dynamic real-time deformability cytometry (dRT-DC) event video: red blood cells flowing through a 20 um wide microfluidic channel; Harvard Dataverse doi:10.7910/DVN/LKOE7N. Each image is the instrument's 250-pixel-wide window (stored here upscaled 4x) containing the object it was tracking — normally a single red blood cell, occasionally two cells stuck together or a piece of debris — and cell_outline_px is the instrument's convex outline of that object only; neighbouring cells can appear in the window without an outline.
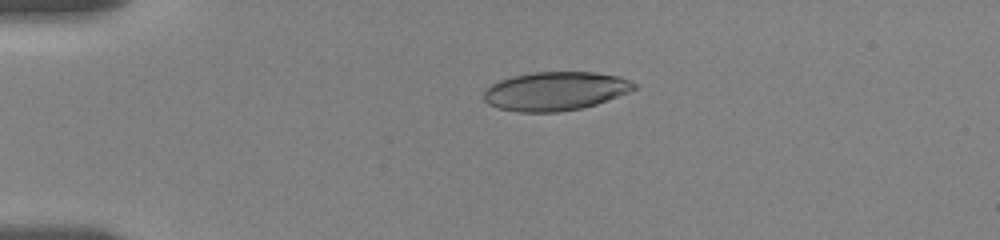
{"species": "human", "species_latin": "Homo sapiens", "temperature_condition": "room temperature", "stored_images_in_passage": 45, "camera_frame_rate_fps": 3000, "um_per_image_px": 0.085, "donor": {"sex": "female"}, "frame": {"image": 1, "passage_image": 1, "time_ms": 0.0, "image_size_px": [1000, 240], "cell_outline_px": [[636, 88], [628, 92], [596, 104], [580, 108], [560, 112], [516, 112], [496, 108], [488, 104], [484, 100], [484, 88], [500, 80], [512, 76], [532, 72], [592, 72], [620, 76], [636, 84]], "centroid_in_image_um": [47.15, 7.75], "position_along_channel_um": 37.8, "area_um2": 33.99}}
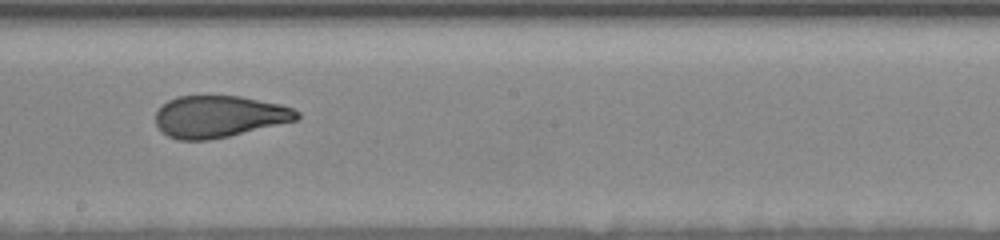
{"frame": {"image": 2, "passage_image": 21, "time_ms": 6.667, "image_size_px": [1000, 240], "cell_outline_px": [[300, 116], [296, 120], [228, 136], [208, 140], [180, 140], [168, 136], [156, 124], [156, 112], [160, 104], [176, 96], [240, 96], [280, 104], [292, 108], [300, 112]], "centroid_in_image_um": [18.59, 9.89], "position_along_channel_um": 229.6, "area_um2": 34.28}}
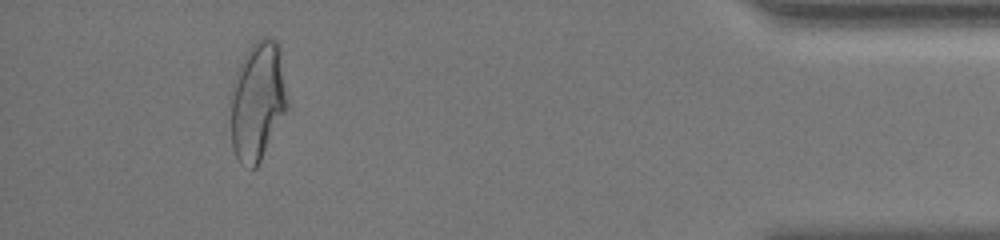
{"frame": {"image": 3, "passage_image": 41, "time_ms": 13.333, "image_size_px": [1000, 240], "cell_outline_px": [[288, 108], [256, 168], [252, 168], [240, 164], [232, 148], [232, 96], [236, 72], [248, 48], [256, 40], [264, 36], [268, 36], [276, 40], [280, 44], [288, 100]], "centroid_in_image_um": [21.93, 8.55], "position_along_channel_um": 413.3, "area_um2": 39.19}, "authors_computed_cell_mechanics": {"area_um2": 35.7782, "velocity_mm_per_s": 3.5259, "shape_relaxation_time_tau1_ms": 7.3851, "shape_relaxation_time_tau2_ms": 1.2607, "deformation_change_tau1": 0.217, "deformation_change_tau2": 0.0797}}